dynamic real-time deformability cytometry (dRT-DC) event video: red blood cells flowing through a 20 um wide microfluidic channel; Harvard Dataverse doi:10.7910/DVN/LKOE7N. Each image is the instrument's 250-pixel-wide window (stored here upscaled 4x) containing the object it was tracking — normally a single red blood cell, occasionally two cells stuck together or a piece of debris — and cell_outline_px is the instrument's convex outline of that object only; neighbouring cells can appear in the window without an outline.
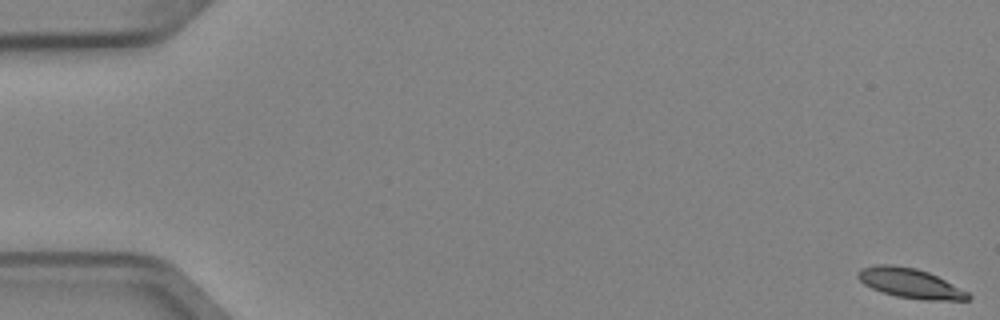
{"species": "Egyptian fruit bat (a non-hibernating species)", "species_latin": "Rousettus aegyptiacus", "temperature_condition": "cold", "stored_images_in_passage": 53, "camera_frame_rate_fps": 3000, "um_per_image_px": 0.085, "animal": {"sex": "female"}, "frame": {"image": 1, "passage_image": 1, "time_ms": 0.0, "image_size_px": [1000, 320], "cell_outline_px": [[972, 296], [968, 300], [924, 300], [896, 296], [880, 292], [864, 284], [856, 276], [856, 272], [860, 268], [876, 264], [892, 264], [916, 268], [928, 272], [968, 292]], "centroid_in_image_um": [77.31, 24.06], "position_along_channel_um": 7.7, "area_um2": 19.13}}
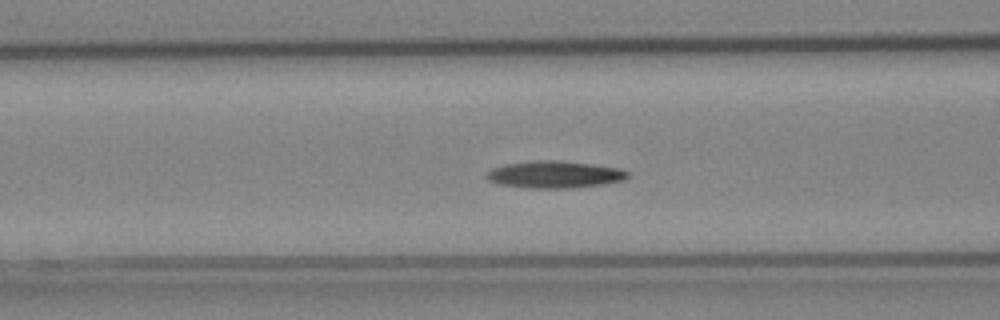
{"frame": {"image": 2, "passage_image": 22, "time_ms": 7.0, "image_size_px": [1000, 320], "cell_outline_px": [[628, 176], [624, 180], [604, 184], [572, 188], [524, 188], [500, 184], [488, 180], [484, 176], [492, 168], [508, 164], [544, 160], [592, 164], [620, 168], [628, 172]], "centroid_in_image_um": [47.15, 14.85], "position_along_channel_um": 119.5, "area_um2": 21.96}}
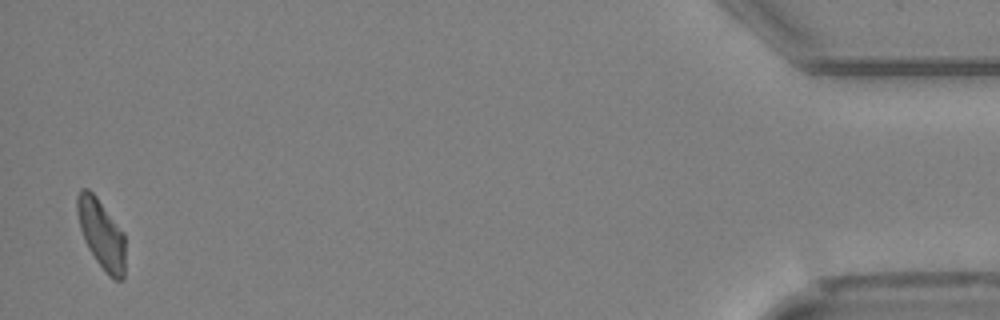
{"frame": {"image": 3, "passage_image": 52, "time_ms": 17.0, "image_size_px": [1000, 320], "cell_outline_px": [[124, 276], [120, 280], [112, 280], [108, 276], [96, 260], [88, 248], [84, 240], [80, 228], [76, 212], [76, 196], [80, 188], [88, 188], [96, 196], [124, 232]], "centroid_in_image_um": [8.59, 19.87], "position_along_channel_um": 426.6, "area_um2": 19.54}, "authors_computed_cell_mechanics": {"area_um2": 20.1722, "velocity_mm_per_s": 3.9334, "shape_relaxation_time_tau1_ms": 11.1487, "shape_relaxation_time_tau2_ms": null, "deformation_change_tau1": 0.2429, "deformation_change_tau2": null}}